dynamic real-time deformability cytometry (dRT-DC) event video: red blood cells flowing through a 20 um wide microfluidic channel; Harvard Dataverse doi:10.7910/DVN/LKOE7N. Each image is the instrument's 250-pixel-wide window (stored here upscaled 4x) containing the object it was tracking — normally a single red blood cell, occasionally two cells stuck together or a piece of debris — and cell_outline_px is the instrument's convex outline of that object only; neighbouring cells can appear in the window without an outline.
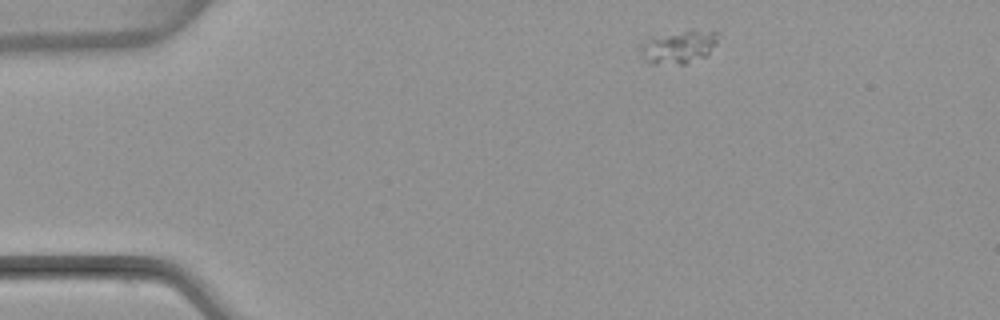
{"species": "common noctule bat (a hibernating species)", "species_latin": "Nyctalus noctula", "temperature_condition": "warm", "stored_images_in_passage": 2, "camera_frame_rate_fps": 3000, "um_per_image_px": 0.085, "animal": {"sex": "female", "body_mass_g": 22.7, "forearm_length_mm": 54.2}, "frame": {"image": 1, "passage_image": 1, "time_ms": 0.0, "image_size_px": [1000, 320], "cell_outline_px": [[720, 32], [716, 44], [704, 56], [684, 64], [652, 64], [644, 60], [640, 52], [640, 44], [652, 36], [692, 28]], "centroid_in_image_um": [57.67, 3.95], "position_along_channel_um": 27.3, "area_um2": 15.32}}